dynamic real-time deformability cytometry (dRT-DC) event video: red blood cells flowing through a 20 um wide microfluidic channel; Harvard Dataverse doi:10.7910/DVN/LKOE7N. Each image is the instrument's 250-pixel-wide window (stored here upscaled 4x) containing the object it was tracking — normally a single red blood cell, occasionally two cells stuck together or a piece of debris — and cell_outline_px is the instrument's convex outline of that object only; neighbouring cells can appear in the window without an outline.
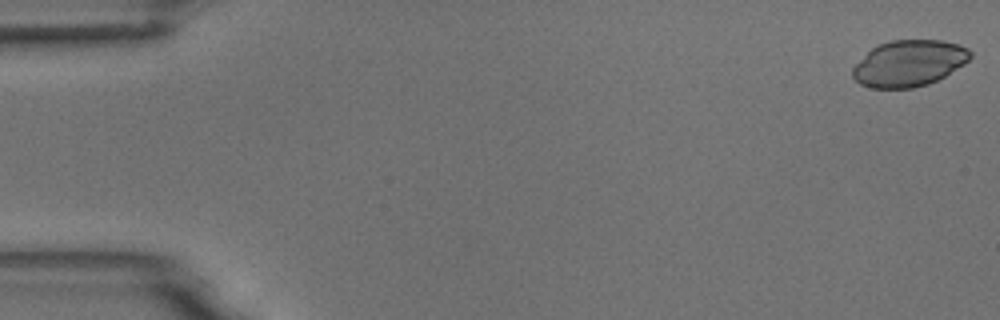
{"species": "common noctule bat (a hibernating species)", "species_latin": "Nyctalus noctula", "temperature_condition": "room temperature", "stored_images_in_passage": 2, "camera_frame_rate_fps": 3000, "um_per_image_px": 0.085, "animal": {"sex": "male", "body_mass_g": 18.8}, "frame": {"image": 1, "passage_image": 1, "time_ms": 0.0, "image_size_px": [1000, 320], "cell_outline_px": [[972, 56], [964, 64], [944, 76], [928, 84], [912, 88], [872, 88], [860, 84], [852, 76], [852, 68], [872, 48], [880, 44], [892, 40], [940, 40], [960, 44], [968, 48], [972, 52]], "centroid_in_image_um": [77.28, 5.38], "position_along_channel_um": 7.7, "area_um2": 31.56}}